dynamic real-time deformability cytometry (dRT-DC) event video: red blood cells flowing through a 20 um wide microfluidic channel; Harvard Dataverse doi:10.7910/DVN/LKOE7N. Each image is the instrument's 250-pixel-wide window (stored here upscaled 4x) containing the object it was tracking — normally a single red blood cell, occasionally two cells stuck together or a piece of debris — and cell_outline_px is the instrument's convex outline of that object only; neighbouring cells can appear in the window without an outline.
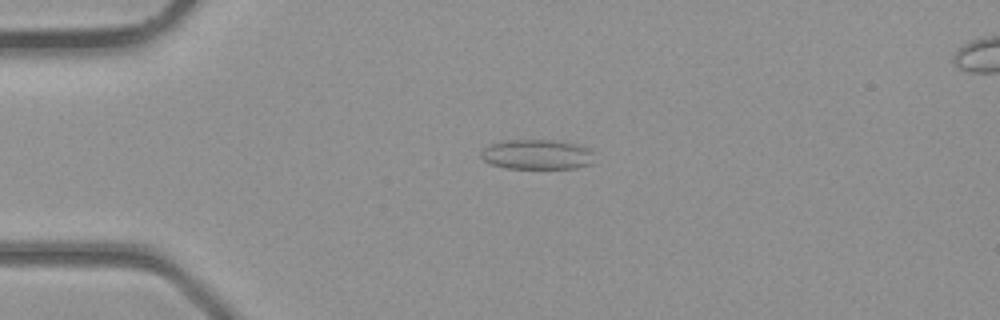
{"species": "common noctule bat (a hibernating species)", "species_latin": "Nyctalus noctula", "temperature_condition": "room temperature", "stored_images_in_passage": 35, "camera_frame_rate_fps": 3000, "um_per_image_px": 0.085, "animal": {"sex": "male", "body_mass_g": 23.1, "forearm_length_mm": 52.7}, "frame": {"image": 1, "passage_image": 5, "time_ms": 1.333, "image_size_px": [1000, 320], "cell_outline_px": [[592, 164], [576, 168], [508, 168], [492, 164], [484, 160], [480, 156], [480, 152], [488, 144], [500, 140], [556, 140], [576, 144], [592, 148]], "centroid_in_image_um": [45.64, 13.11], "position_along_channel_um": 39.4, "area_um2": 19.94}}
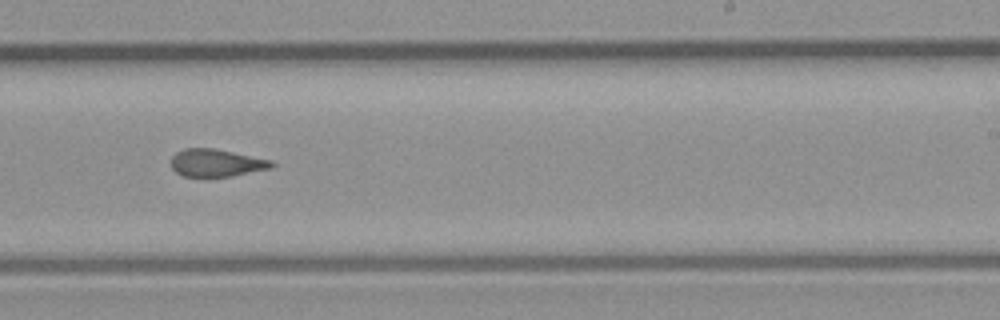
{"frame": {"image": 2, "passage_image": 20, "time_ms": 6.333, "image_size_px": [1000, 320], "cell_outline_px": [[276, 164], [272, 168], [232, 176], [204, 180], [184, 176], [176, 172], [172, 168], [172, 156], [176, 152], [184, 148], [212, 148], [272, 160]], "centroid_in_image_um": [18.37, 13.89], "position_along_channel_um": 270.6, "area_um2": 16.7}}
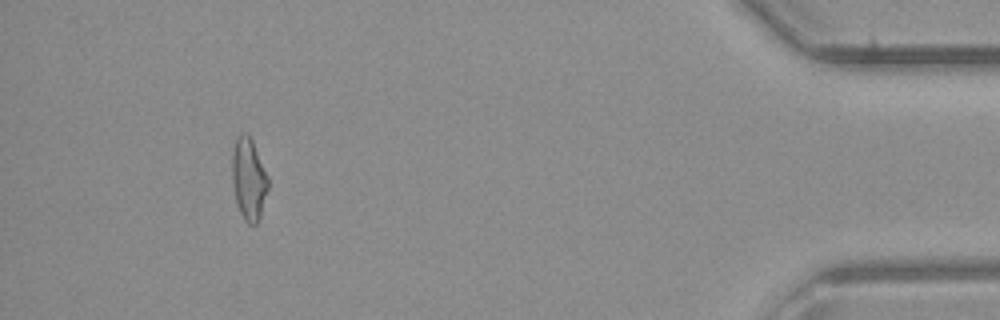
{"frame": {"image": 3, "passage_image": 32, "time_ms": 10.333, "image_size_px": [1000, 320], "cell_outline_px": [[268, 188], [260, 216], [256, 224], [248, 224], [244, 220], [240, 212], [236, 200], [232, 184], [232, 152], [236, 140], [240, 132], [248, 132], [252, 140], [268, 176]], "centroid_in_image_um": [21.13, 15.19], "position_along_channel_um": 414.1, "area_um2": 17.17}}